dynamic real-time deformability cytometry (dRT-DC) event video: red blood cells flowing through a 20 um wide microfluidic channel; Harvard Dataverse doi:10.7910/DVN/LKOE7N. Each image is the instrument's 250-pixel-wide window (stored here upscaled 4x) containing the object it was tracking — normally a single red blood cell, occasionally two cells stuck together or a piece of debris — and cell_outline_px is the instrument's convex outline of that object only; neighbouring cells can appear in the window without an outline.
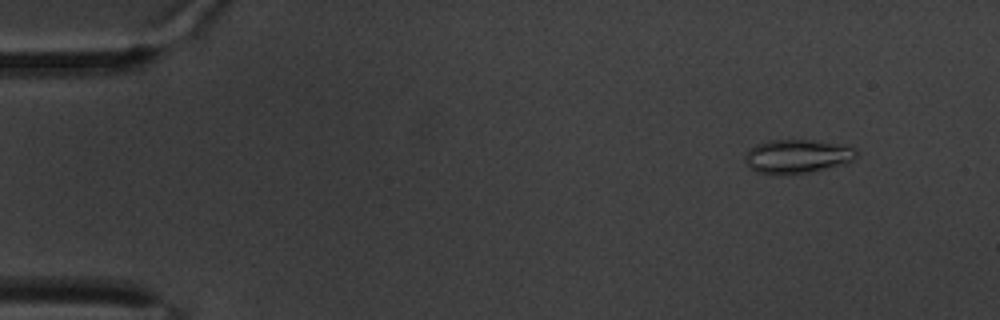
{"species": "common noctule bat (a hibernating species)", "species_latin": "Nyctalus noctula", "temperature_condition": "warm", "stored_images_in_passage": 61, "camera_frame_rate_fps": 3000, "um_per_image_px": 0.085, "animal": {"sex": "male", "body_mass_g": 20.1, "forearm_length_mm": 53.5}, "frame": {"image": 1, "passage_image": 6, "time_ms": 1.667, "image_size_px": [1000, 320], "cell_outline_px": [[860, 152], [848, 164], [808, 172], [756, 172], [744, 160], [744, 156], [748, 148], [756, 144], [768, 140], [812, 140], [856, 148]], "centroid_in_image_um": [67.79, 13.25], "position_along_channel_um": 17.2, "area_um2": 21.5}}
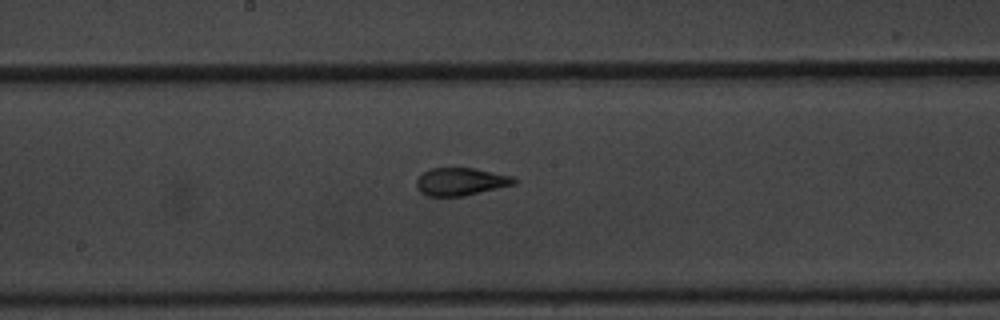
{"frame": {"image": 2, "passage_image": 33, "time_ms": 10.667, "image_size_px": [1000, 320], "cell_outline_px": [[520, 180], [516, 184], [464, 196], [428, 196], [420, 192], [416, 188], [416, 180], [424, 172], [432, 168], [472, 168], [512, 176]], "centroid_in_image_um": [39.18, 15.45], "position_along_channel_um": 209.0, "area_um2": 15.78}}
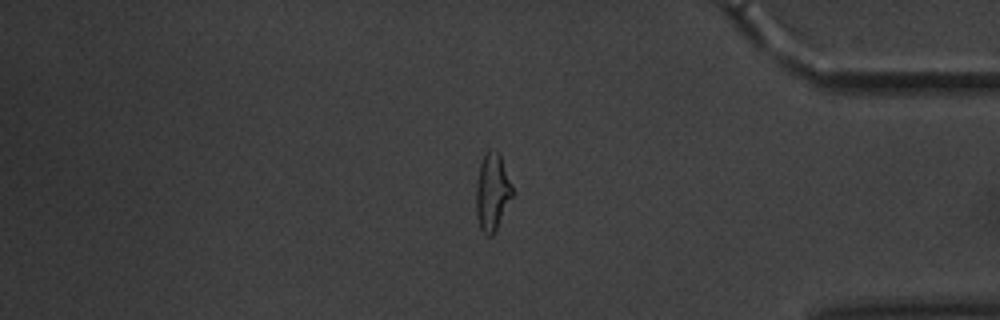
{"frame": {"image": 3, "passage_image": 52, "time_ms": 17.0, "image_size_px": [1000, 320], "cell_outline_px": [[516, 192], [492, 236], [488, 236], [480, 228], [476, 216], [476, 184], [480, 164], [484, 156], [488, 152], [500, 152]], "centroid_in_image_um": [41.89, 16.33], "position_along_channel_um": 393.3, "area_um2": 16.59}}